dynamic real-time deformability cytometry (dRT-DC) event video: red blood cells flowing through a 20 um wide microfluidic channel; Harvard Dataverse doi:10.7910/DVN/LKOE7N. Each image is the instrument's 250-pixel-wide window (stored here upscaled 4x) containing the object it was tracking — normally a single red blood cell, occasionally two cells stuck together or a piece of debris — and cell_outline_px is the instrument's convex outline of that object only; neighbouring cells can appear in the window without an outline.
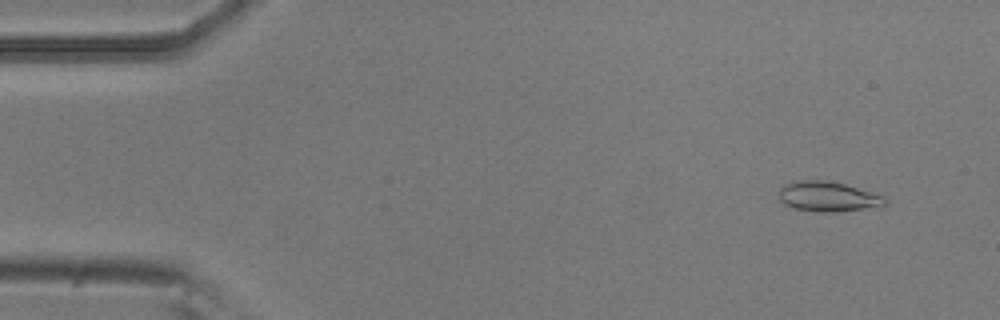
{"species": "common noctule bat (a hibernating species)", "species_latin": "Nyctalus noctula", "temperature_condition": "room temperature", "stored_images_in_passage": 25, "camera_frame_rate_fps": 3000, "um_per_image_px": 0.085, "animal": {"sex": "male", "body_mass_g": 20.5, "forearm_length_mm": 52.5}, "frame": {"image": 1, "passage_image": 4, "time_ms": 1.0, "image_size_px": [1000, 320], "cell_outline_px": [[888, 200], [884, 204], [860, 208], [832, 212], [820, 212], [792, 208], [784, 204], [780, 200], [780, 188], [788, 184], [800, 180], [828, 180], [844, 184], [884, 196]], "centroid_in_image_um": [70.32, 16.7], "position_along_channel_um": 14.7, "area_um2": 18.03}}
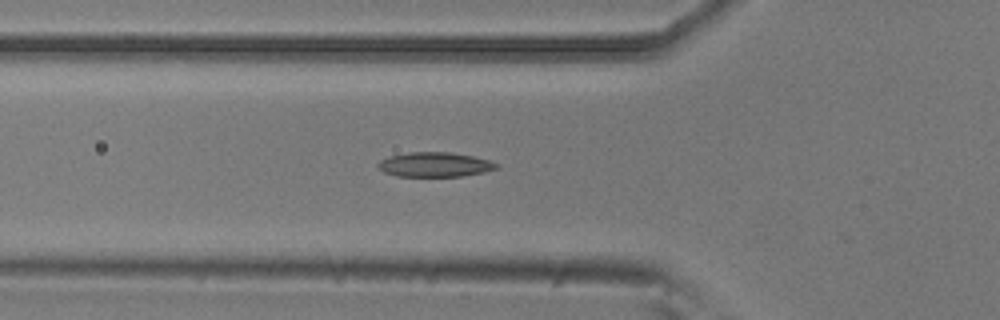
{"frame": {"image": 2, "passage_image": 18, "time_ms": 5.667, "image_size_px": [1000, 320], "cell_outline_px": [[500, 164], [496, 168], [484, 172], [460, 176], [396, 176], [384, 172], [376, 164], [380, 160], [388, 156], [408, 152], [452, 152], [472, 156], [488, 160]], "centroid_in_image_um": [36.93, 13.98], "position_along_channel_um": 88.9, "area_um2": 16.94}}
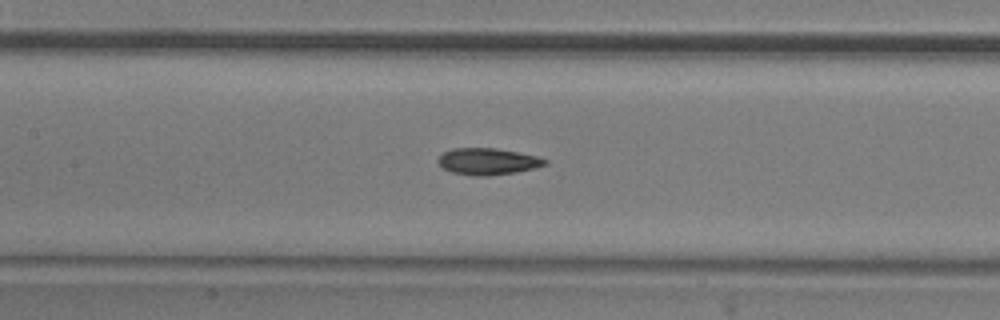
{"frame": {"image": 3, "passage_image": 24, "time_ms": 7.667, "image_size_px": [1000, 320], "cell_outline_px": [[548, 164], [536, 168], [516, 172], [488, 176], [476, 176], [452, 172], [444, 168], [436, 160], [444, 152], [452, 148], [496, 148], [536, 156], [548, 160]], "centroid_in_image_um": [41.48, 13.72], "position_along_channel_um": 165.9, "area_um2": 16.53}}